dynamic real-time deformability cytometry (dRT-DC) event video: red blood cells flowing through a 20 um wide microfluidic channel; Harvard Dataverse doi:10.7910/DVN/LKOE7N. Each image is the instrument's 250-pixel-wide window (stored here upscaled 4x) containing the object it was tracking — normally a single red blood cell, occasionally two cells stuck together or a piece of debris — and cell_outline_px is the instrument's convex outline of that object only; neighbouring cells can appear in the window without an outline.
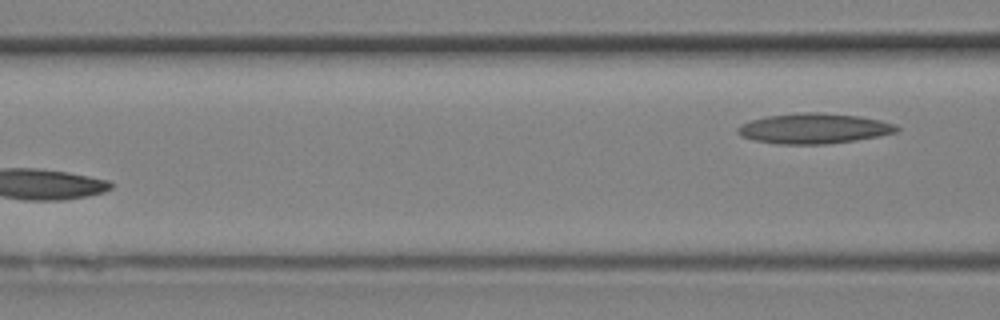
{"species": "Egyptian fruit bat (a non-hibernating species)", "species_latin": "Rousettus aegyptiacus", "temperature_condition": "room temperature", "stored_images_in_passage": 8, "segment_of_instrument_passage": [2, 2], "camera_frame_rate_fps": 3000, "um_per_image_px": 0.085, "animal": {"sex": "female"}, "frame": {"image": 1, "passage_image": 8, "time_ms": 2.333, "image_size_px": [1000, 320], "cell_outline_px": [[900, 128], [896, 132], [856, 140], [824, 144], [776, 144], [752, 140], [740, 136], [736, 132], [736, 128], [740, 124], [752, 120], [768, 116], [800, 112], [820, 112], [856, 116], [880, 120], [896, 124]], "centroid_in_image_um": [69.13, 10.92], "position_along_channel_um": 97.5, "area_um2": 28.03}}